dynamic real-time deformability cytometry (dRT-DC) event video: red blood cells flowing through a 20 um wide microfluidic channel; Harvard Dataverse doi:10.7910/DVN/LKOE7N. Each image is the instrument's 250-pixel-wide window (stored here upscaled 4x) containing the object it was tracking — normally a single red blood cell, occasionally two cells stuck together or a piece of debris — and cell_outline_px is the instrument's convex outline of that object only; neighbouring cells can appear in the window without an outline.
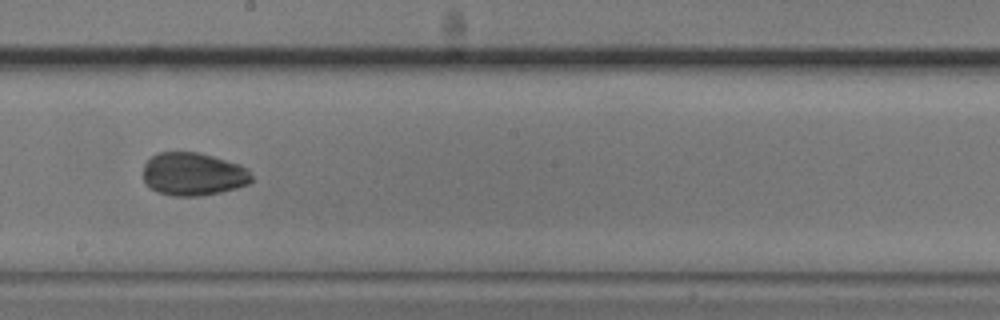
{"species": "common noctule bat (a hibernating species)", "species_latin": "Nyctalus noctula", "temperature_condition": "cold", "stored_images_in_passage": 9, "camera_frame_rate_fps": 3000, "um_per_image_px": 0.085, "animal": {"sex": "male", "body_mass_g": 20.5, "forearm_length_mm": 52.5}, "frame": {"image": 1, "passage_image": 9, "time_ms": 10.333, "image_size_px": [1000, 320], "cell_outline_px": [[252, 180], [248, 184], [236, 188], [220, 192], [196, 196], [176, 196], [156, 192], [144, 180], [144, 164], [156, 152], [200, 152], [240, 164], [248, 168], [252, 176]], "centroid_in_image_um": [16.44, 14.78], "position_along_channel_um": 231.8, "area_um2": 27.22}}